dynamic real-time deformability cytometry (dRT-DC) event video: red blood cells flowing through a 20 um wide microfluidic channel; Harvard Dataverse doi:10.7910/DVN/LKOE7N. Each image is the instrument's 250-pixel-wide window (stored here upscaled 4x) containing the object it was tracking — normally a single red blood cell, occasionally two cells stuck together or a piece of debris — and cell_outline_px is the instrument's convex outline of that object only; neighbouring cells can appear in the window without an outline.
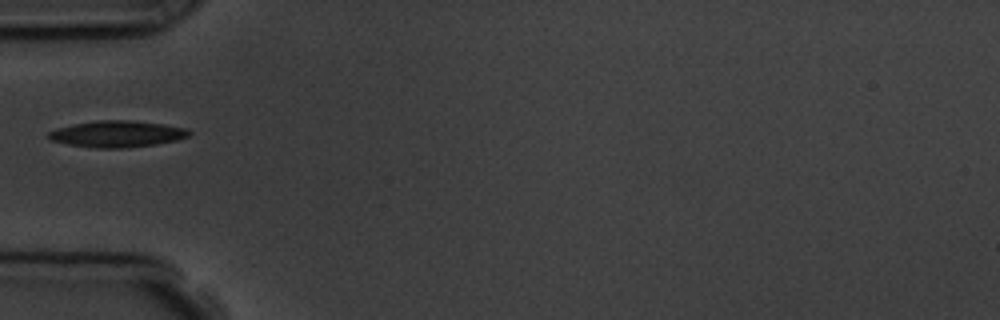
{"species": "common noctule bat (a hibernating species)", "species_latin": "Nyctalus noctula", "temperature_condition": "room temperature", "stored_images_in_passage": 3, "camera_frame_rate_fps": 3000, "um_per_image_px": 0.085, "animal": {"sex": "male", "body_mass_g": 19.5, "forearm_length_mm": 54.6}, "frame": {"image": 1, "passage_image": 2, "time_ms": 1.333, "image_size_px": [1000, 320], "cell_outline_px": [[192, 132], [188, 136], [176, 140], [156, 144], [124, 148], [96, 148], [68, 144], [52, 140], [44, 136], [48, 132], [56, 128], [76, 124], [100, 120], [132, 120], [164, 124], [188, 128]], "centroid_in_image_um": [9.97, 11.38], "position_along_channel_um": 75.0, "area_um2": 21.68}}
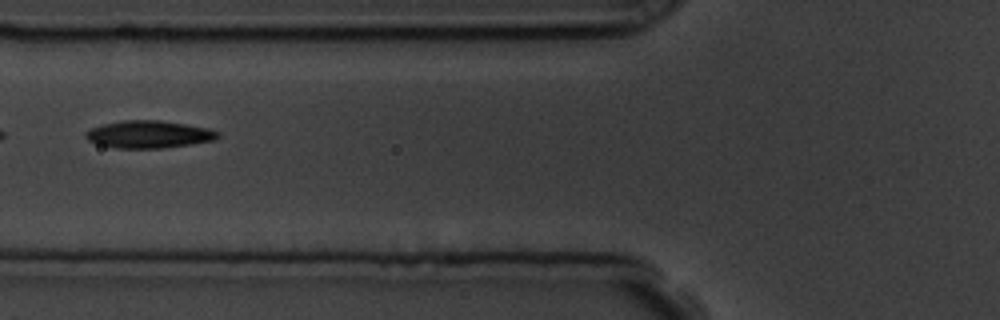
{"frame": {"image": 2, "passage_image": 3, "time_ms": 2.333, "image_size_px": [1000, 320], "cell_outline_px": [[220, 136], [216, 140], [192, 144], [164, 148], [116, 148], [100, 144], [88, 140], [84, 136], [92, 128], [104, 124], [124, 120], [160, 120], [208, 128], [220, 132]], "centroid_in_image_um": [12.71, 11.42], "position_along_channel_um": 113.1, "area_um2": 20.98}}